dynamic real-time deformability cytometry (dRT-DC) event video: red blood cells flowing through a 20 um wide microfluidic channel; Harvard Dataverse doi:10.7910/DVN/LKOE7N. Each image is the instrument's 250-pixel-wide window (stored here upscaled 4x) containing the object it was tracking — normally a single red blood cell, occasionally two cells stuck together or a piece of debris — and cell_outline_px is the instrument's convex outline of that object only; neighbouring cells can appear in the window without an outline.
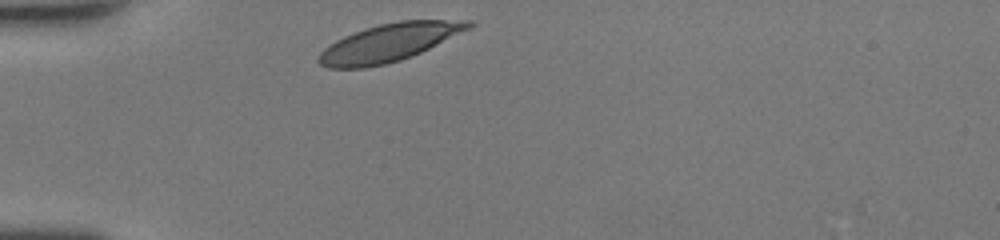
{"species": "human", "species_latin": "Homo sapiens", "temperature_condition": "room temperature", "stored_images_in_passage": 26, "camera_frame_rate_fps": 3000, "um_per_image_px": 0.085, "donor": {"sex": "female"}, "frame": {"image": 1, "passage_image": 1, "time_ms": 0.0, "image_size_px": [1000, 240], "cell_outline_px": [[476, 24], [472, 28], [420, 52], [400, 60], [384, 64], [364, 68], [328, 68], [320, 64], [316, 60], [320, 52], [324, 48], [336, 40], [344, 36], [380, 24], [400, 20], [472, 20]], "centroid_in_image_um": [33.09, 3.62], "position_along_channel_um": 51.9, "area_um2": 32.77}}
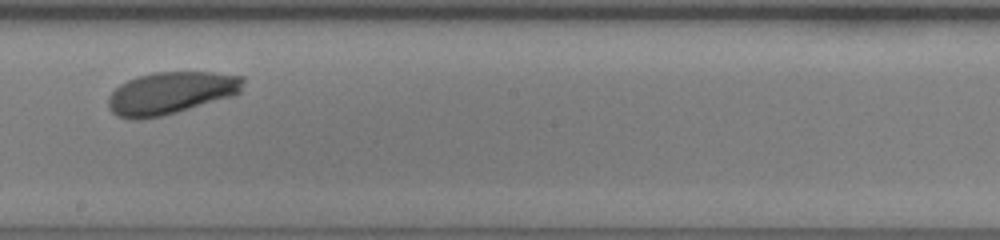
{"frame": {"image": 2, "passage_image": 15, "time_ms": 4.667, "image_size_px": [1000, 240], "cell_outline_px": [[244, 80], [240, 92], [236, 96], [164, 116], [140, 120], [132, 120], [116, 116], [108, 108], [108, 96], [120, 84], [128, 80], [152, 72], [212, 72], [244, 76]], "centroid_in_image_um": [14.53, 7.93], "position_along_channel_um": 233.7, "area_um2": 33.81}}
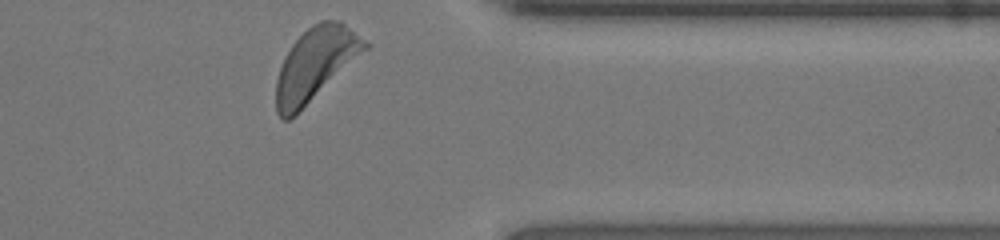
{"frame": {"image": 3, "passage_image": 26, "time_ms": 8.333, "image_size_px": [1000, 240], "cell_outline_px": [[372, 44], [368, 48], [296, 116], [288, 120], [284, 120], [276, 112], [276, 80], [284, 56], [292, 44], [312, 24], [320, 20], [340, 20]], "centroid_in_image_um": [26.81, 5.46], "position_along_channel_um": 384.6, "area_um2": 37.69}, "authors_computed_cell_mechanics": {"area_um2": 33.6974, "velocity_mm_per_s": 4.3129, "shape_relaxation_time_tau1_ms": 1.6168, "shape_relaxation_time_tau2_ms": null, "deformation_change_tau1": 0.1056, "deformation_change_tau2": null}}